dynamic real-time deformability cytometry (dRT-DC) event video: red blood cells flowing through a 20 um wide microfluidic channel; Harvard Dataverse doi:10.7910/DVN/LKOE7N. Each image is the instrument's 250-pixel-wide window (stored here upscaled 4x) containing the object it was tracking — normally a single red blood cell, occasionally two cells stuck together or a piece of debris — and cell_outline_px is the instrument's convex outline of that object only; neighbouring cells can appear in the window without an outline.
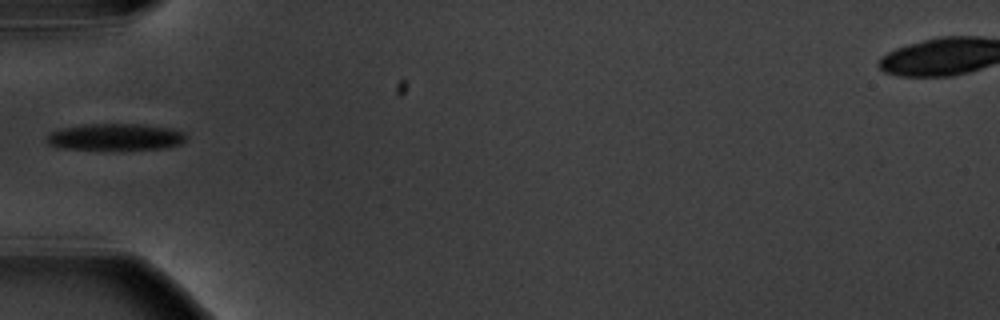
{"species": "common noctule bat (a hibernating species)", "species_latin": "Nyctalus noctula", "temperature_condition": "warm", "stored_images_in_passage": 2, "camera_frame_rate_fps": 3000, "um_per_image_px": 0.085, "animal": {"sex": "male", "body_mass_g": 20.1, "forearm_length_mm": 53.5}, "frame": {"image": 1, "passage_image": 2, "time_ms": 1.333, "image_size_px": [1000, 320], "cell_outline_px": [[188, 136], [180, 144], [164, 148], [56, 148], [48, 144], [44, 140], [52, 132], [64, 128], [84, 124], [144, 124], [172, 128], [184, 132]], "centroid_in_image_um": [9.84, 11.62], "position_along_channel_um": 75.2, "area_um2": 21.27}}